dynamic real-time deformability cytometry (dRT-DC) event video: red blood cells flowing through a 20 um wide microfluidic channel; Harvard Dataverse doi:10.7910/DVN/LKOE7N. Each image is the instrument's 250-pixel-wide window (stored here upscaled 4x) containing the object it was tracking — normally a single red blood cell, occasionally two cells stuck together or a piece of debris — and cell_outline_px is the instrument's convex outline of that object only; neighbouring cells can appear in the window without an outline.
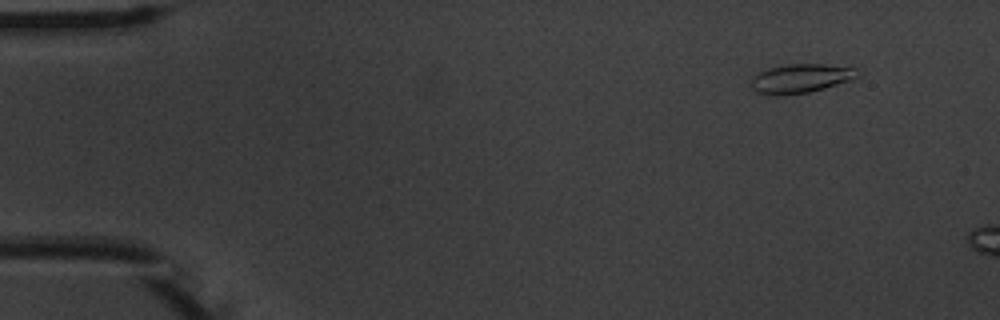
{"species": "common noctule bat (a hibernating species)", "species_latin": "Nyctalus noctula", "temperature_condition": "warm", "stored_images_in_passage": 4, "camera_frame_rate_fps": 3000, "um_per_image_px": 0.085, "animal": {"sex": "male", "body_mass_g": 20.1, "forearm_length_mm": 53.5}, "frame": {"image": 1, "passage_image": 2, "time_ms": 1.333, "image_size_px": [1000, 320], "cell_outline_px": [[864, 72], [860, 76], [852, 80], [824, 88], [808, 92], [780, 96], [768, 96], [756, 92], [748, 84], [752, 76], [756, 72], [768, 68], [788, 64], [824, 64], [856, 68]], "centroid_in_image_um": [68.03, 6.67], "position_along_channel_um": 17.0, "area_um2": 18.61}}